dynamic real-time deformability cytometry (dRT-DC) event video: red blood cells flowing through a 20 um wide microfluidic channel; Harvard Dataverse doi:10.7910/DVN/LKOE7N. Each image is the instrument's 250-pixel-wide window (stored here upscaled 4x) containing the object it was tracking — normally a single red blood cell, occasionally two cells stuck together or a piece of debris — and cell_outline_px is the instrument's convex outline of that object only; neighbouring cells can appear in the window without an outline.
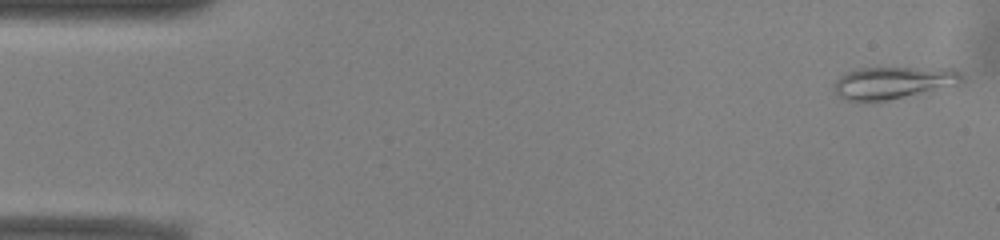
{"species": "common noctule bat (a hibernating species)", "species_latin": "Nyctalus noctula", "temperature_condition": "warm", "stored_images_in_passage": 51, "camera_frame_rate_fps": 3000, "um_per_image_px": 0.085, "animal": {"sex": "male", "body_mass_g": 13.0, "forearm_length_mm": 53.1}, "frame": {"image": 1, "passage_image": 1, "time_ms": 0.0, "image_size_px": [1000, 240], "cell_outline_px": [[964, 80], [956, 84], [888, 100], [844, 100], [836, 92], [836, 80], [844, 72], [856, 68], [952, 68], [960, 72]], "centroid_in_image_um": [75.91, 7.0], "position_along_channel_um": 9.1, "area_um2": 23.41}}
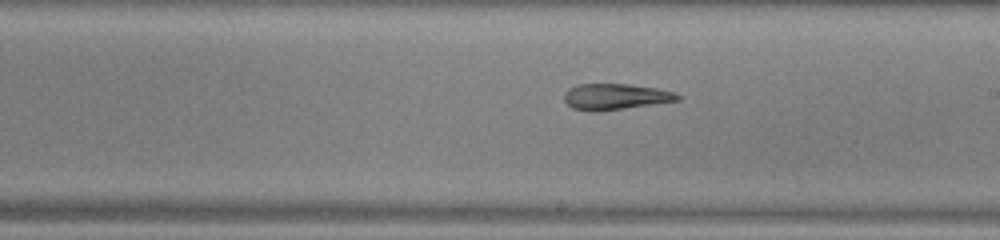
{"frame": {"image": 2, "passage_image": 28, "time_ms": 9.0, "image_size_px": [1000, 240], "cell_outline_px": [[680, 100], [600, 112], [592, 112], [572, 108], [564, 100], [564, 92], [568, 88], [580, 84], [628, 84], [656, 88], [672, 92], [680, 96]], "centroid_in_image_um": [52.26, 8.23], "position_along_channel_um": 236.7, "area_um2": 17.22}}
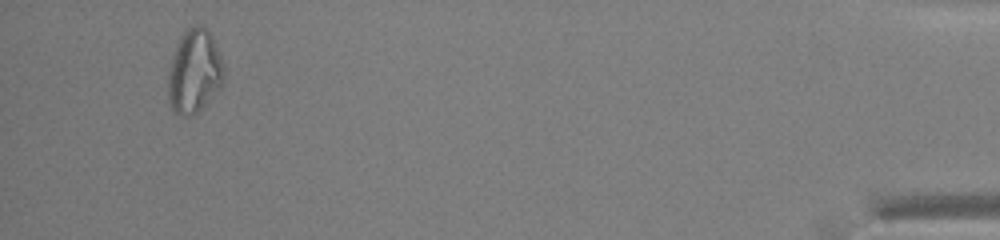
{"frame": {"image": 3, "passage_image": 48, "time_ms": 15.667, "image_size_px": [1000, 240], "cell_outline_px": [[224, 84], [192, 116], [180, 116], [172, 108], [168, 100], [168, 72], [172, 56], [176, 44], [180, 36], [188, 28], [196, 24], [200, 24], [208, 28], [212, 36], [224, 64]], "centroid_in_image_um": [16.52, 6.04], "position_along_channel_um": 418.7, "area_um2": 27.4}, "authors_computed_cell_mechanics": {"area_um2": 20.4612, "velocity_mm_per_s": 3.9579, "shape_relaxation_time_tau1_ms": null, "shape_relaxation_time_tau2_ms": 3.7182, "deformation_change_tau1": null, "deformation_change_tau2": 0.1155}}